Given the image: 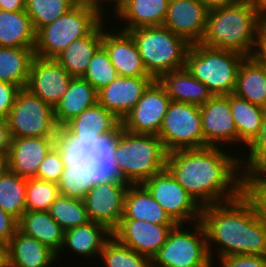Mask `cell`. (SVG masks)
<instances>
[{
	"label": "cell",
	"mask_w": 266,
	"mask_h": 267,
	"mask_svg": "<svg viewBox=\"0 0 266 267\" xmlns=\"http://www.w3.org/2000/svg\"><path fill=\"white\" fill-rule=\"evenodd\" d=\"M201 222L211 260H214L213 244L219 248L215 250L218 258L242 254L266 256V218L245 190L230 201L203 206Z\"/></svg>",
	"instance_id": "obj_2"
},
{
	"label": "cell",
	"mask_w": 266,
	"mask_h": 267,
	"mask_svg": "<svg viewBox=\"0 0 266 267\" xmlns=\"http://www.w3.org/2000/svg\"><path fill=\"white\" fill-rule=\"evenodd\" d=\"M104 19L96 11L74 6L36 33L35 56L55 59L73 41L89 35Z\"/></svg>",
	"instance_id": "obj_7"
},
{
	"label": "cell",
	"mask_w": 266,
	"mask_h": 267,
	"mask_svg": "<svg viewBox=\"0 0 266 267\" xmlns=\"http://www.w3.org/2000/svg\"><path fill=\"white\" fill-rule=\"evenodd\" d=\"M57 137H19L11 139L7 154L8 169L23 178H35L39 165Z\"/></svg>",
	"instance_id": "obj_22"
},
{
	"label": "cell",
	"mask_w": 266,
	"mask_h": 267,
	"mask_svg": "<svg viewBox=\"0 0 266 267\" xmlns=\"http://www.w3.org/2000/svg\"><path fill=\"white\" fill-rule=\"evenodd\" d=\"M200 1L204 4L205 8L208 11H210L212 9L234 5L244 0H200Z\"/></svg>",
	"instance_id": "obj_51"
},
{
	"label": "cell",
	"mask_w": 266,
	"mask_h": 267,
	"mask_svg": "<svg viewBox=\"0 0 266 267\" xmlns=\"http://www.w3.org/2000/svg\"><path fill=\"white\" fill-rule=\"evenodd\" d=\"M94 183L90 177L81 175L73 166L67 164L57 186L61 195L83 200Z\"/></svg>",
	"instance_id": "obj_41"
},
{
	"label": "cell",
	"mask_w": 266,
	"mask_h": 267,
	"mask_svg": "<svg viewBox=\"0 0 266 267\" xmlns=\"http://www.w3.org/2000/svg\"><path fill=\"white\" fill-rule=\"evenodd\" d=\"M221 147L181 149L167 154L166 169L201 206L230 201L245 190L240 158Z\"/></svg>",
	"instance_id": "obj_1"
},
{
	"label": "cell",
	"mask_w": 266,
	"mask_h": 267,
	"mask_svg": "<svg viewBox=\"0 0 266 267\" xmlns=\"http://www.w3.org/2000/svg\"><path fill=\"white\" fill-rule=\"evenodd\" d=\"M256 56L266 67V51H257Z\"/></svg>",
	"instance_id": "obj_57"
},
{
	"label": "cell",
	"mask_w": 266,
	"mask_h": 267,
	"mask_svg": "<svg viewBox=\"0 0 266 267\" xmlns=\"http://www.w3.org/2000/svg\"><path fill=\"white\" fill-rule=\"evenodd\" d=\"M111 237L112 231L107 226L93 221L68 229L64 231L62 248L57 258L61 257L59 254L64 248L71 249L82 258L98 257Z\"/></svg>",
	"instance_id": "obj_24"
},
{
	"label": "cell",
	"mask_w": 266,
	"mask_h": 267,
	"mask_svg": "<svg viewBox=\"0 0 266 267\" xmlns=\"http://www.w3.org/2000/svg\"><path fill=\"white\" fill-rule=\"evenodd\" d=\"M245 58L239 52L193 43L186 53L185 68L213 96H226L234 93L238 70Z\"/></svg>",
	"instance_id": "obj_5"
},
{
	"label": "cell",
	"mask_w": 266,
	"mask_h": 267,
	"mask_svg": "<svg viewBox=\"0 0 266 267\" xmlns=\"http://www.w3.org/2000/svg\"><path fill=\"white\" fill-rule=\"evenodd\" d=\"M27 179L7 169L0 175V207L19 220L26 211Z\"/></svg>",
	"instance_id": "obj_35"
},
{
	"label": "cell",
	"mask_w": 266,
	"mask_h": 267,
	"mask_svg": "<svg viewBox=\"0 0 266 267\" xmlns=\"http://www.w3.org/2000/svg\"><path fill=\"white\" fill-rule=\"evenodd\" d=\"M200 114L203 138L207 146L224 147L228 144L237 146V130L229 95L213 96L200 107Z\"/></svg>",
	"instance_id": "obj_15"
},
{
	"label": "cell",
	"mask_w": 266,
	"mask_h": 267,
	"mask_svg": "<svg viewBox=\"0 0 266 267\" xmlns=\"http://www.w3.org/2000/svg\"><path fill=\"white\" fill-rule=\"evenodd\" d=\"M18 229V220L0 207V241L9 243Z\"/></svg>",
	"instance_id": "obj_47"
},
{
	"label": "cell",
	"mask_w": 266,
	"mask_h": 267,
	"mask_svg": "<svg viewBox=\"0 0 266 267\" xmlns=\"http://www.w3.org/2000/svg\"><path fill=\"white\" fill-rule=\"evenodd\" d=\"M49 212L64 231L91 221L83 200L61 194L51 204Z\"/></svg>",
	"instance_id": "obj_36"
},
{
	"label": "cell",
	"mask_w": 266,
	"mask_h": 267,
	"mask_svg": "<svg viewBox=\"0 0 266 267\" xmlns=\"http://www.w3.org/2000/svg\"><path fill=\"white\" fill-rule=\"evenodd\" d=\"M118 77L109 55L101 45L94 53L85 74L82 76L98 92Z\"/></svg>",
	"instance_id": "obj_40"
},
{
	"label": "cell",
	"mask_w": 266,
	"mask_h": 267,
	"mask_svg": "<svg viewBox=\"0 0 266 267\" xmlns=\"http://www.w3.org/2000/svg\"><path fill=\"white\" fill-rule=\"evenodd\" d=\"M19 88L11 83L0 82V117L7 119Z\"/></svg>",
	"instance_id": "obj_46"
},
{
	"label": "cell",
	"mask_w": 266,
	"mask_h": 267,
	"mask_svg": "<svg viewBox=\"0 0 266 267\" xmlns=\"http://www.w3.org/2000/svg\"><path fill=\"white\" fill-rule=\"evenodd\" d=\"M255 12L262 18L266 16V0H248Z\"/></svg>",
	"instance_id": "obj_52"
},
{
	"label": "cell",
	"mask_w": 266,
	"mask_h": 267,
	"mask_svg": "<svg viewBox=\"0 0 266 267\" xmlns=\"http://www.w3.org/2000/svg\"><path fill=\"white\" fill-rule=\"evenodd\" d=\"M57 143L62 148L68 165L93 181L118 178L114 168L112 148L114 136L91 140L89 143L70 139L61 129Z\"/></svg>",
	"instance_id": "obj_9"
},
{
	"label": "cell",
	"mask_w": 266,
	"mask_h": 267,
	"mask_svg": "<svg viewBox=\"0 0 266 267\" xmlns=\"http://www.w3.org/2000/svg\"><path fill=\"white\" fill-rule=\"evenodd\" d=\"M261 20L248 0L208 11L200 43L217 49L255 56L261 44Z\"/></svg>",
	"instance_id": "obj_3"
},
{
	"label": "cell",
	"mask_w": 266,
	"mask_h": 267,
	"mask_svg": "<svg viewBox=\"0 0 266 267\" xmlns=\"http://www.w3.org/2000/svg\"><path fill=\"white\" fill-rule=\"evenodd\" d=\"M103 21L102 46L107 51L110 61L115 67L118 76L125 77H152L144 66L139 55L137 45L127 31H106Z\"/></svg>",
	"instance_id": "obj_20"
},
{
	"label": "cell",
	"mask_w": 266,
	"mask_h": 267,
	"mask_svg": "<svg viewBox=\"0 0 266 267\" xmlns=\"http://www.w3.org/2000/svg\"><path fill=\"white\" fill-rule=\"evenodd\" d=\"M169 0H128L114 15L126 24L121 30L162 26L167 15Z\"/></svg>",
	"instance_id": "obj_28"
},
{
	"label": "cell",
	"mask_w": 266,
	"mask_h": 267,
	"mask_svg": "<svg viewBox=\"0 0 266 267\" xmlns=\"http://www.w3.org/2000/svg\"><path fill=\"white\" fill-rule=\"evenodd\" d=\"M103 21L87 36L73 41L55 60L72 76L82 77L102 45Z\"/></svg>",
	"instance_id": "obj_30"
},
{
	"label": "cell",
	"mask_w": 266,
	"mask_h": 267,
	"mask_svg": "<svg viewBox=\"0 0 266 267\" xmlns=\"http://www.w3.org/2000/svg\"><path fill=\"white\" fill-rule=\"evenodd\" d=\"M72 5L76 7H85V8H90L94 11H96L98 14H100L104 19V11H109V8H105L108 0H71ZM104 5V7H103ZM105 8V9H104Z\"/></svg>",
	"instance_id": "obj_48"
},
{
	"label": "cell",
	"mask_w": 266,
	"mask_h": 267,
	"mask_svg": "<svg viewBox=\"0 0 266 267\" xmlns=\"http://www.w3.org/2000/svg\"><path fill=\"white\" fill-rule=\"evenodd\" d=\"M72 78L55 59L35 57L26 88L54 108L66 92Z\"/></svg>",
	"instance_id": "obj_17"
},
{
	"label": "cell",
	"mask_w": 266,
	"mask_h": 267,
	"mask_svg": "<svg viewBox=\"0 0 266 267\" xmlns=\"http://www.w3.org/2000/svg\"><path fill=\"white\" fill-rule=\"evenodd\" d=\"M105 267H151V260L112 236L100 253Z\"/></svg>",
	"instance_id": "obj_37"
},
{
	"label": "cell",
	"mask_w": 266,
	"mask_h": 267,
	"mask_svg": "<svg viewBox=\"0 0 266 267\" xmlns=\"http://www.w3.org/2000/svg\"><path fill=\"white\" fill-rule=\"evenodd\" d=\"M121 120L98 102L67 122L61 130L72 140L89 143L91 140L115 136Z\"/></svg>",
	"instance_id": "obj_19"
},
{
	"label": "cell",
	"mask_w": 266,
	"mask_h": 267,
	"mask_svg": "<svg viewBox=\"0 0 266 267\" xmlns=\"http://www.w3.org/2000/svg\"><path fill=\"white\" fill-rule=\"evenodd\" d=\"M158 137L168 153L208 147L203 138L200 107L171 100Z\"/></svg>",
	"instance_id": "obj_11"
},
{
	"label": "cell",
	"mask_w": 266,
	"mask_h": 267,
	"mask_svg": "<svg viewBox=\"0 0 266 267\" xmlns=\"http://www.w3.org/2000/svg\"><path fill=\"white\" fill-rule=\"evenodd\" d=\"M133 37L146 71L158 79L162 74L185 68L190 44L163 26L128 31Z\"/></svg>",
	"instance_id": "obj_6"
},
{
	"label": "cell",
	"mask_w": 266,
	"mask_h": 267,
	"mask_svg": "<svg viewBox=\"0 0 266 267\" xmlns=\"http://www.w3.org/2000/svg\"><path fill=\"white\" fill-rule=\"evenodd\" d=\"M207 13L200 0H169L162 26L189 44L200 43L206 31Z\"/></svg>",
	"instance_id": "obj_18"
},
{
	"label": "cell",
	"mask_w": 266,
	"mask_h": 267,
	"mask_svg": "<svg viewBox=\"0 0 266 267\" xmlns=\"http://www.w3.org/2000/svg\"><path fill=\"white\" fill-rule=\"evenodd\" d=\"M12 138L58 137L54 109L27 88H20L7 117Z\"/></svg>",
	"instance_id": "obj_10"
},
{
	"label": "cell",
	"mask_w": 266,
	"mask_h": 267,
	"mask_svg": "<svg viewBox=\"0 0 266 267\" xmlns=\"http://www.w3.org/2000/svg\"><path fill=\"white\" fill-rule=\"evenodd\" d=\"M194 224L192 232L184 229L183 224H176L151 259V267H204L208 264L211 258L205 228L201 220Z\"/></svg>",
	"instance_id": "obj_8"
},
{
	"label": "cell",
	"mask_w": 266,
	"mask_h": 267,
	"mask_svg": "<svg viewBox=\"0 0 266 267\" xmlns=\"http://www.w3.org/2000/svg\"><path fill=\"white\" fill-rule=\"evenodd\" d=\"M18 229L37 239L56 254L61 251L64 230L51 217L49 211H25L18 220Z\"/></svg>",
	"instance_id": "obj_31"
},
{
	"label": "cell",
	"mask_w": 266,
	"mask_h": 267,
	"mask_svg": "<svg viewBox=\"0 0 266 267\" xmlns=\"http://www.w3.org/2000/svg\"><path fill=\"white\" fill-rule=\"evenodd\" d=\"M257 51H266V16L261 20V44Z\"/></svg>",
	"instance_id": "obj_54"
},
{
	"label": "cell",
	"mask_w": 266,
	"mask_h": 267,
	"mask_svg": "<svg viewBox=\"0 0 266 267\" xmlns=\"http://www.w3.org/2000/svg\"><path fill=\"white\" fill-rule=\"evenodd\" d=\"M170 102L165 88L155 79L123 118L121 127L132 133L158 136Z\"/></svg>",
	"instance_id": "obj_14"
},
{
	"label": "cell",
	"mask_w": 266,
	"mask_h": 267,
	"mask_svg": "<svg viewBox=\"0 0 266 267\" xmlns=\"http://www.w3.org/2000/svg\"><path fill=\"white\" fill-rule=\"evenodd\" d=\"M233 94L266 109V67L256 55L242 61Z\"/></svg>",
	"instance_id": "obj_29"
},
{
	"label": "cell",
	"mask_w": 266,
	"mask_h": 267,
	"mask_svg": "<svg viewBox=\"0 0 266 267\" xmlns=\"http://www.w3.org/2000/svg\"><path fill=\"white\" fill-rule=\"evenodd\" d=\"M35 48L0 46V82L26 88Z\"/></svg>",
	"instance_id": "obj_34"
},
{
	"label": "cell",
	"mask_w": 266,
	"mask_h": 267,
	"mask_svg": "<svg viewBox=\"0 0 266 267\" xmlns=\"http://www.w3.org/2000/svg\"><path fill=\"white\" fill-rule=\"evenodd\" d=\"M98 102L97 91L82 77H73L66 92L56 104L54 119L61 129L72 118Z\"/></svg>",
	"instance_id": "obj_27"
},
{
	"label": "cell",
	"mask_w": 266,
	"mask_h": 267,
	"mask_svg": "<svg viewBox=\"0 0 266 267\" xmlns=\"http://www.w3.org/2000/svg\"><path fill=\"white\" fill-rule=\"evenodd\" d=\"M233 121L237 130V146L249 147L258 137L266 109L247 100L229 95Z\"/></svg>",
	"instance_id": "obj_33"
},
{
	"label": "cell",
	"mask_w": 266,
	"mask_h": 267,
	"mask_svg": "<svg viewBox=\"0 0 266 267\" xmlns=\"http://www.w3.org/2000/svg\"><path fill=\"white\" fill-rule=\"evenodd\" d=\"M11 139L7 119L0 117V154H8Z\"/></svg>",
	"instance_id": "obj_49"
},
{
	"label": "cell",
	"mask_w": 266,
	"mask_h": 267,
	"mask_svg": "<svg viewBox=\"0 0 266 267\" xmlns=\"http://www.w3.org/2000/svg\"><path fill=\"white\" fill-rule=\"evenodd\" d=\"M0 267H9L8 244L0 241Z\"/></svg>",
	"instance_id": "obj_53"
},
{
	"label": "cell",
	"mask_w": 266,
	"mask_h": 267,
	"mask_svg": "<svg viewBox=\"0 0 266 267\" xmlns=\"http://www.w3.org/2000/svg\"><path fill=\"white\" fill-rule=\"evenodd\" d=\"M246 159L240 158L242 173L246 179L251 173L266 170V111L258 137L248 147Z\"/></svg>",
	"instance_id": "obj_42"
},
{
	"label": "cell",
	"mask_w": 266,
	"mask_h": 267,
	"mask_svg": "<svg viewBox=\"0 0 266 267\" xmlns=\"http://www.w3.org/2000/svg\"><path fill=\"white\" fill-rule=\"evenodd\" d=\"M36 31L25 10H0V46L35 48Z\"/></svg>",
	"instance_id": "obj_32"
},
{
	"label": "cell",
	"mask_w": 266,
	"mask_h": 267,
	"mask_svg": "<svg viewBox=\"0 0 266 267\" xmlns=\"http://www.w3.org/2000/svg\"><path fill=\"white\" fill-rule=\"evenodd\" d=\"M66 165L67 161L64 152L59 144L56 143L39 165L35 178L57 184Z\"/></svg>",
	"instance_id": "obj_43"
},
{
	"label": "cell",
	"mask_w": 266,
	"mask_h": 267,
	"mask_svg": "<svg viewBox=\"0 0 266 267\" xmlns=\"http://www.w3.org/2000/svg\"><path fill=\"white\" fill-rule=\"evenodd\" d=\"M245 191L257 204L260 214L266 218V170L251 173L245 179Z\"/></svg>",
	"instance_id": "obj_44"
},
{
	"label": "cell",
	"mask_w": 266,
	"mask_h": 267,
	"mask_svg": "<svg viewBox=\"0 0 266 267\" xmlns=\"http://www.w3.org/2000/svg\"><path fill=\"white\" fill-rule=\"evenodd\" d=\"M142 185L176 224L201 220L202 207L165 168ZM193 220V221H192Z\"/></svg>",
	"instance_id": "obj_12"
},
{
	"label": "cell",
	"mask_w": 266,
	"mask_h": 267,
	"mask_svg": "<svg viewBox=\"0 0 266 267\" xmlns=\"http://www.w3.org/2000/svg\"><path fill=\"white\" fill-rule=\"evenodd\" d=\"M26 0H0V10L22 11L25 10Z\"/></svg>",
	"instance_id": "obj_50"
},
{
	"label": "cell",
	"mask_w": 266,
	"mask_h": 267,
	"mask_svg": "<svg viewBox=\"0 0 266 267\" xmlns=\"http://www.w3.org/2000/svg\"><path fill=\"white\" fill-rule=\"evenodd\" d=\"M167 154L157 135L132 133L120 127L114 136V168L118 178L129 184H142L165 169Z\"/></svg>",
	"instance_id": "obj_4"
},
{
	"label": "cell",
	"mask_w": 266,
	"mask_h": 267,
	"mask_svg": "<svg viewBox=\"0 0 266 267\" xmlns=\"http://www.w3.org/2000/svg\"><path fill=\"white\" fill-rule=\"evenodd\" d=\"M128 186V182L119 178L95 182L83 199L89 219L113 231L123 217Z\"/></svg>",
	"instance_id": "obj_13"
},
{
	"label": "cell",
	"mask_w": 266,
	"mask_h": 267,
	"mask_svg": "<svg viewBox=\"0 0 266 267\" xmlns=\"http://www.w3.org/2000/svg\"><path fill=\"white\" fill-rule=\"evenodd\" d=\"M154 80L153 77L118 76L97 92L98 103L122 121Z\"/></svg>",
	"instance_id": "obj_21"
},
{
	"label": "cell",
	"mask_w": 266,
	"mask_h": 267,
	"mask_svg": "<svg viewBox=\"0 0 266 267\" xmlns=\"http://www.w3.org/2000/svg\"><path fill=\"white\" fill-rule=\"evenodd\" d=\"M56 261L55 252L19 229L8 243L9 267H52Z\"/></svg>",
	"instance_id": "obj_23"
},
{
	"label": "cell",
	"mask_w": 266,
	"mask_h": 267,
	"mask_svg": "<svg viewBox=\"0 0 266 267\" xmlns=\"http://www.w3.org/2000/svg\"><path fill=\"white\" fill-rule=\"evenodd\" d=\"M213 260H211L208 264H206L204 267H214L213 266Z\"/></svg>",
	"instance_id": "obj_58"
},
{
	"label": "cell",
	"mask_w": 266,
	"mask_h": 267,
	"mask_svg": "<svg viewBox=\"0 0 266 267\" xmlns=\"http://www.w3.org/2000/svg\"><path fill=\"white\" fill-rule=\"evenodd\" d=\"M220 267H266V256L259 255H235L218 258Z\"/></svg>",
	"instance_id": "obj_45"
},
{
	"label": "cell",
	"mask_w": 266,
	"mask_h": 267,
	"mask_svg": "<svg viewBox=\"0 0 266 267\" xmlns=\"http://www.w3.org/2000/svg\"><path fill=\"white\" fill-rule=\"evenodd\" d=\"M111 2V4L114 3L113 11H117L124 3H126L128 0H108V4Z\"/></svg>",
	"instance_id": "obj_56"
},
{
	"label": "cell",
	"mask_w": 266,
	"mask_h": 267,
	"mask_svg": "<svg viewBox=\"0 0 266 267\" xmlns=\"http://www.w3.org/2000/svg\"><path fill=\"white\" fill-rule=\"evenodd\" d=\"M121 219L142 220L157 225H176L142 184H129Z\"/></svg>",
	"instance_id": "obj_25"
},
{
	"label": "cell",
	"mask_w": 266,
	"mask_h": 267,
	"mask_svg": "<svg viewBox=\"0 0 266 267\" xmlns=\"http://www.w3.org/2000/svg\"><path fill=\"white\" fill-rule=\"evenodd\" d=\"M174 226L157 225L135 219H121L119 225L112 231V236L123 245L151 260L164 245Z\"/></svg>",
	"instance_id": "obj_16"
},
{
	"label": "cell",
	"mask_w": 266,
	"mask_h": 267,
	"mask_svg": "<svg viewBox=\"0 0 266 267\" xmlns=\"http://www.w3.org/2000/svg\"><path fill=\"white\" fill-rule=\"evenodd\" d=\"M8 169L7 154H0V175Z\"/></svg>",
	"instance_id": "obj_55"
},
{
	"label": "cell",
	"mask_w": 266,
	"mask_h": 267,
	"mask_svg": "<svg viewBox=\"0 0 266 267\" xmlns=\"http://www.w3.org/2000/svg\"><path fill=\"white\" fill-rule=\"evenodd\" d=\"M59 195L56 183L28 178L25 195L26 211H49L51 204Z\"/></svg>",
	"instance_id": "obj_39"
},
{
	"label": "cell",
	"mask_w": 266,
	"mask_h": 267,
	"mask_svg": "<svg viewBox=\"0 0 266 267\" xmlns=\"http://www.w3.org/2000/svg\"><path fill=\"white\" fill-rule=\"evenodd\" d=\"M73 7L71 0H26L25 11L37 33Z\"/></svg>",
	"instance_id": "obj_38"
},
{
	"label": "cell",
	"mask_w": 266,
	"mask_h": 267,
	"mask_svg": "<svg viewBox=\"0 0 266 267\" xmlns=\"http://www.w3.org/2000/svg\"><path fill=\"white\" fill-rule=\"evenodd\" d=\"M157 80L172 101L201 107L213 97L207 86L195 79L186 68L166 72Z\"/></svg>",
	"instance_id": "obj_26"
}]
</instances>
